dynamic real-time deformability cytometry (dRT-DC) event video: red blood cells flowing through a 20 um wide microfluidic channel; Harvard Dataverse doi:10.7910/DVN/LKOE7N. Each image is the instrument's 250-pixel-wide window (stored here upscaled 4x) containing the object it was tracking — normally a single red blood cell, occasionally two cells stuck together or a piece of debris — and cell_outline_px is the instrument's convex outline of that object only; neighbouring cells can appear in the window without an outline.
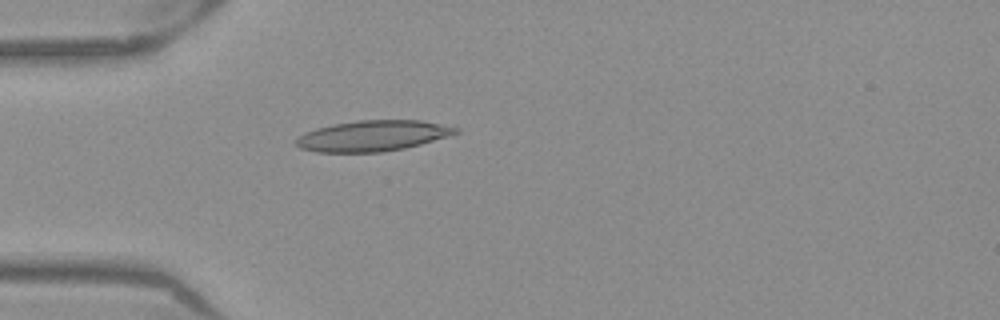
{"species": "Egyptian fruit bat (a non-hibernating species)", "species_latin": "Rousettus aegyptiacus", "temperature_condition": "warm", "stored_images_in_passage": 52, "camera_frame_rate_fps": 3000, "um_per_image_px": 0.085, "frame": {"image": 1, "passage_image": 15, "time_ms": 4.667, "image_size_px": [1000, 320], "cell_outline_px": [[460, 132], [448, 136], [420, 144], [404, 148], [380, 152], [316, 152], [300, 148], [296, 144], [296, 140], [304, 132], [316, 128], [332, 124], [356, 120], [420, 120], [460, 128]], "centroid_in_image_um": [31.67, 11.54], "position_along_channel_um": 53.3, "area_um2": 28.5}}
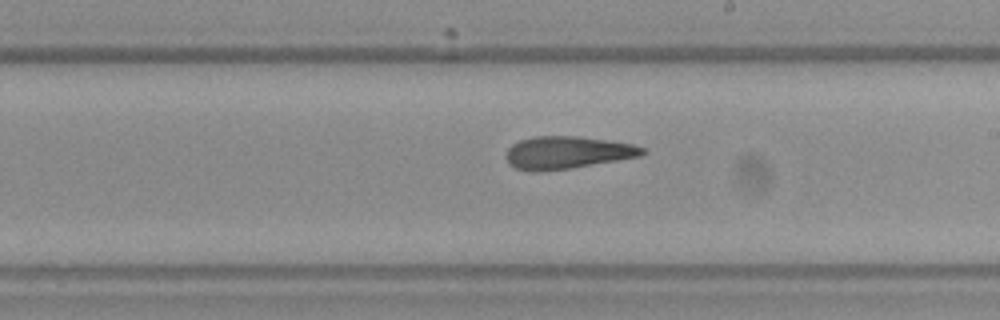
{"frame": {"image": 2, "passage_image": 30, "time_ms": 9.667, "image_size_px": [1000, 320], "cell_outline_px": [[648, 152], [644, 156], [568, 168], [540, 172], [528, 172], [516, 168], [508, 164], [504, 156], [508, 148], [512, 144], [520, 140], [532, 136], [576, 136], [632, 144], [644, 148]], "centroid_in_image_um": [48.17, 12.98], "position_along_channel_um": 240.8, "area_um2": 26.01}}
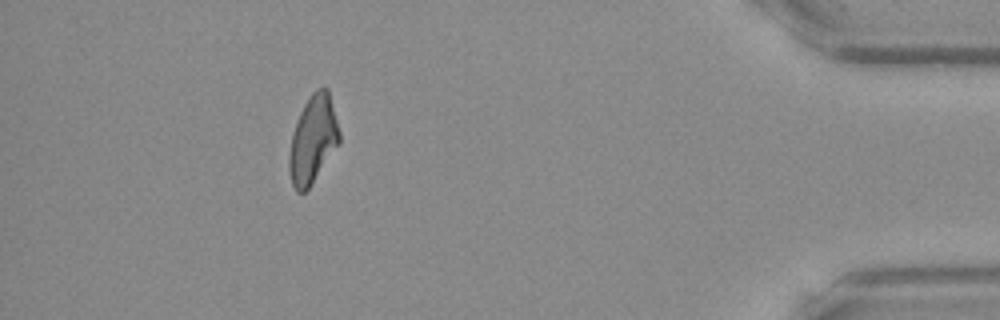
{"frame": {"image": 3, "passage_image": 47, "time_ms": 15.333, "image_size_px": [1000, 320], "cell_outline_px": [[340, 140], [308, 188], [304, 192], [296, 192], [292, 184], [288, 168], [288, 156], [292, 136], [300, 112], [304, 104], [312, 92], [316, 88], [328, 88], [340, 132]], "centroid_in_image_um": [26.58, 11.83], "position_along_channel_um": 408.6, "area_um2": 25.09}, "authors_computed_cell_mechanics": {"area_um2": 26.299, "velocity_mm_per_s": 3.9038, "shape_relaxation_time_tau1_ms": 9.1852, "shape_relaxation_time_tau2_ms": 3.3002, "deformation_change_tau1": 0.2343, "deformation_change_tau2": 0.1382}}